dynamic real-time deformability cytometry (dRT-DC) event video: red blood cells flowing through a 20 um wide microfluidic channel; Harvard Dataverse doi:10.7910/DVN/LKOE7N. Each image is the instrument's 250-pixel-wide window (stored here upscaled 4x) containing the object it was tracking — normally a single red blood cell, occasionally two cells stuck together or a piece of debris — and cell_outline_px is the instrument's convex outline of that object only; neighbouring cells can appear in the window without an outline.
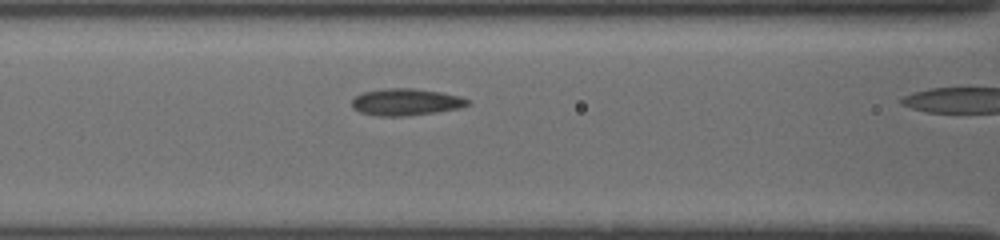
{"species": "common noctule bat (a hibernating species)", "species_latin": "Nyctalus noctula", "temperature_condition": "cold", "stored_images_in_passage": 19, "camera_frame_rate_fps": 3000, "um_per_image_px": 0.085, "animal": {"sex": "female", "body_mass_g": 19.5, "forearm_length_mm": 54.1}, "frame": {"image": 1, "passage_image": 17, "time_ms": 2.667, "image_size_px": [1000, 240], "cell_outline_px": [[472, 104], [460, 108], [436, 112], [408, 116], [376, 116], [360, 112], [352, 108], [352, 100], [356, 96], [364, 92], [384, 88], [412, 88], [440, 92], [460, 96], [472, 100]], "centroid_in_image_um": [34.54, 8.68], "position_along_channel_um": 132.1, "area_um2": 18.32}}